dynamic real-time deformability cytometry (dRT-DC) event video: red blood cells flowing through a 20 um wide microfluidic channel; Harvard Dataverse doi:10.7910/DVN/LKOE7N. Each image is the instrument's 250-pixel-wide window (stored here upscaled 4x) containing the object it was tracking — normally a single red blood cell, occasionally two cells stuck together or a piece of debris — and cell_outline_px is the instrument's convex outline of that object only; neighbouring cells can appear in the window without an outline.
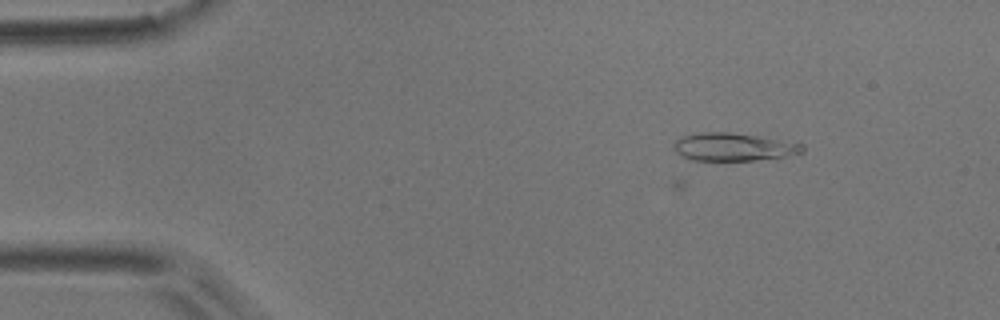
{"species": "common noctule bat (a hibernating species)", "species_latin": "Nyctalus noctula", "temperature_condition": "room temperature", "stored_images_in_passage": 4, "camera_frame_rate_fps": 3000, "um_per_image_px": 0.085, "animal": {"sex": "male", "body_mass_g": 17.9}, "frame": {"image": 1, "passage_image": 4, "time_ms": 1.0, "image_size_px": [1000, 320], "cell_outline_px": [[804, 152], [784, 156], [756, 160], [692, 160], [680, 156], [676, 152], [672, 144], [680, 136], [704, 132], [728, 132], [756, 136], [804, 144]], "centroid_in_image_um": [62.29, 12.49], "position_along_channel_um": 22.7, "area_um2": 20.75}}